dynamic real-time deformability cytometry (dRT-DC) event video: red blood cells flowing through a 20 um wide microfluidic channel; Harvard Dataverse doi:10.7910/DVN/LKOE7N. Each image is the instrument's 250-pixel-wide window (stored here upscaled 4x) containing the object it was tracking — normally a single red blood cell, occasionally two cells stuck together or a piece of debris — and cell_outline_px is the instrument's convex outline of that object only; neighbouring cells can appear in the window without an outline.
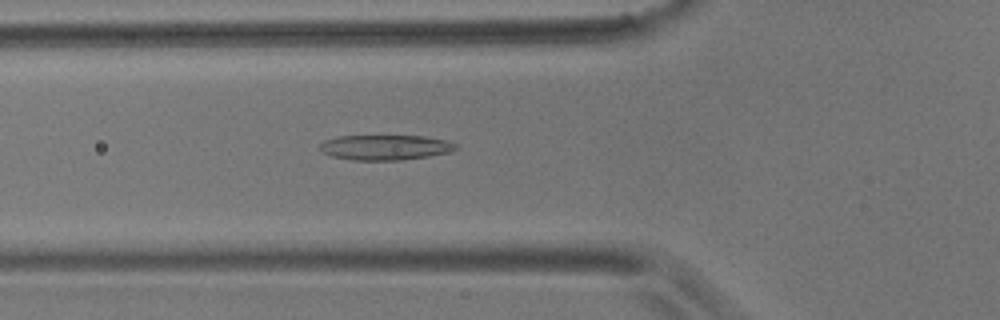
{"species": "common noctule bat (a hibernating species)", "species_latin": "Nyctalus noctula", "temperature_condition": "room temperature", "stored_images_in_passage": 55, "camera_frame_rate_fps": 3000, "um_per_image_px": 0.085, "animal": {"sex": "male", "body_mass_g": 17.9}, "frame": {"image": 1, "passage_image": 19, "time_ms": 6.0, "image_size_px": [1000, 320], "cell_outline_px": [[460, 148], [452, 152], [428, 156], [400, 160], [352, 160], [332, 156], [324, 152], [320, 148], [320, 144], [324, 140], [336, 136], [424, 136], [448, 140], [456, 144]], "centroid_in_image_um": [32.8, 12.52], "position_along_channel_um": 93.0, "area_um2": 20.0}}
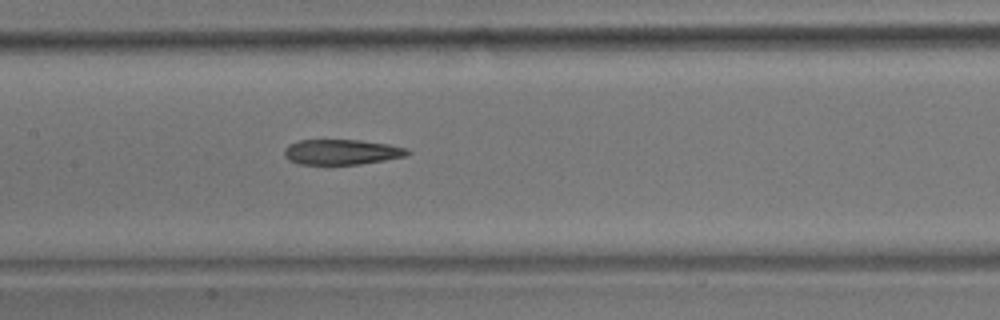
{"frame": {"image": 2, "passage_image": 26, "time_ms": 8.333, "image_size_px": [1000, 320], "cell_outline_px": [[412, 152], [404, 156], [384, 160], [360, 164], [300, 164], [288, 160], [284, 156], [284, 148], [288, 144], [300, 140], [360, 140], [388, 144], [408, 148]], "centroid_in_image_um": [29.02, 12.91], "position_along_channel_um": 178.4, "area_um2": 18.15}}
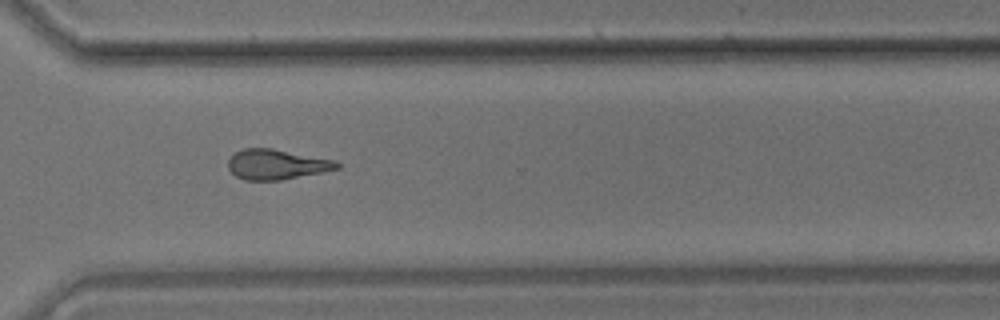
{"frame": {"image": 3, "passage_image": 40, "time_ms": 13.0, "image_size_px": [1000, 320], "cell_outline_px": [[340, 168], [280, 180], [244, 180], [236, 176], [228, 168], [228, 160], [236, 152], [244, 148], [272, 148], [336, 160], [340, 164]], "centroid_in_image_um": [23.51, 13.97], "position_along_channel_um": 347.1, "area_um2": 18.96}, "authors_computed_cell_mechanics": {"area_um2": 19.5942, "velocity_mm_per_s": 3.6271, "shape_relaxation_time_tau1_ms": null, "shape_relaxation_time_tau2_ms": 5.0892, "deformation_change_tau1": null, "deformation_change_tau2": 0.1576}}